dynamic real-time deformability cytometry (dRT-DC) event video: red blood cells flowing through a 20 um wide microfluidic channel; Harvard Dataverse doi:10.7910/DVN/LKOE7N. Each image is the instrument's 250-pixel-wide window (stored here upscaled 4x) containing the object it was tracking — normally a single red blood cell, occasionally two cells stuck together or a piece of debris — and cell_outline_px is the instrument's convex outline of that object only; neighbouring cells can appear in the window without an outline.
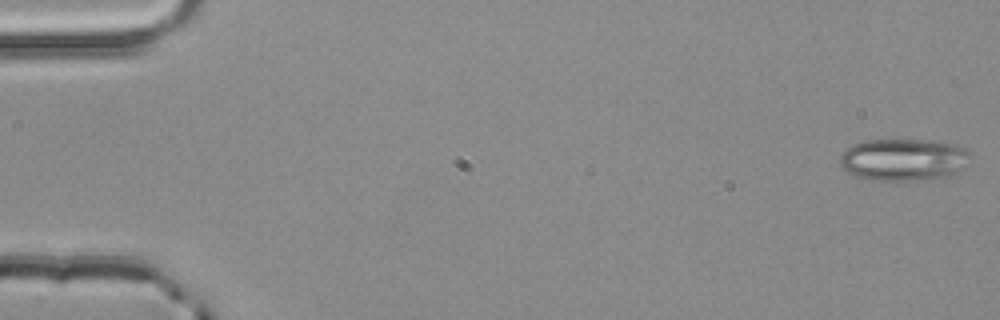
{"species": "common noctule bat (a hibernating species)", "species_latin": "Nyctalus noctula", "temperature_condition": "room temperature", "stored_images_in_passage": 4, "camera_frame_rate_fps": 3000, "um_per_image_px": 0.085, "animal": {"sex": "male", "body_mass_g": 20.4}, "frame": {"image": 1, "passage_image": 4, "time_ms": 1.0, "image_size_px": [1000, 320], "cell_outline_px": [[968, 152], [964, 168], [956, 172], [944, 176], [920, 180], [872, 180], [856, 176], [848, 172], [840, 164], [840, 156], [852, 144], [864, 140], [920, 140], [952, 144], [964, 148]], "centroid_in_image_um": [76.74, 13.57], "position_along_channel_um": 8.3, "area_um2": 31.39}}